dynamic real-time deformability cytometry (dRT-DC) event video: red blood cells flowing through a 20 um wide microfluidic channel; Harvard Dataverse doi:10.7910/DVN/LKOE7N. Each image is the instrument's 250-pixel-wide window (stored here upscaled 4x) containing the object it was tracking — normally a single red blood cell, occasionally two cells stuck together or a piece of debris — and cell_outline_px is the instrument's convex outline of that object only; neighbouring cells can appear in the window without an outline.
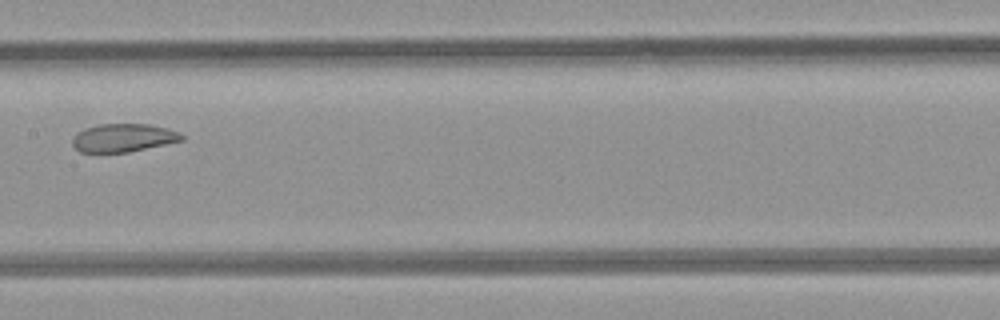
{"species": "common noctule bat (a hibernating species)", "species_latin": "Nyctalus noctula", "temperature_condition": "room temperature", "stored_images_in_passage": 5, "camera_frame_rate_fps": 3000, "um_per_image_px": 0.085, "animal": {"sex": "female", "body_mass_g": 21.9}, "frame": {"image": 1, "passage_image": 5, "time_ms": 3.333, "image_size_px": [1000, 320], "cell_outline_px": [[184, 140], [128, 152], [80, 152], [72, 144], [72, 140], [84, 128], [100, 124], [152, 124], [168, 128], [180, 132], [184, 136]], "centroid_in_image_um": [10.53, 11.7], "position_along_channel_um": 196.9, "area_um2": 17.86}}